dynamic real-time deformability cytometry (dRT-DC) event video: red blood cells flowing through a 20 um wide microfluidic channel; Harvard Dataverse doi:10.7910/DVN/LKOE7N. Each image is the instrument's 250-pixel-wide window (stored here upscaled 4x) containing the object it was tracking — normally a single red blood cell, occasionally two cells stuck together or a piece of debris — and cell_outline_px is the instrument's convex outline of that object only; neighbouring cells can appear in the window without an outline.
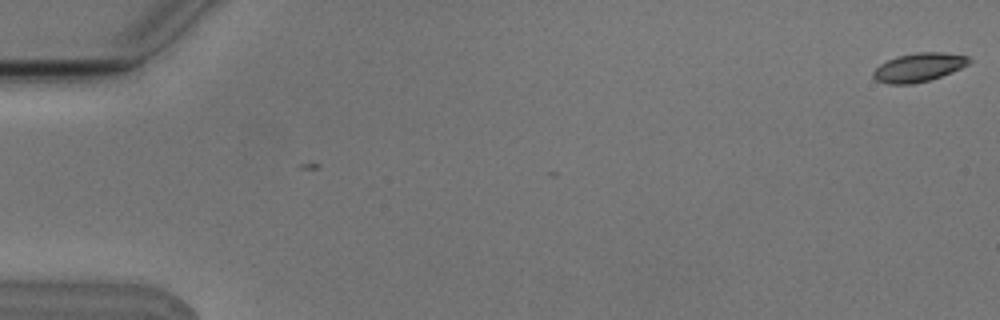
{"species": "Egyptian fruit bat (a non-hibernating species)", "species_latin": "Rousettus aegyptiacus", "temperature_condition": "cold", "stored_images_in_passage": 5, "camera_frame_rate_fps": 3000, "um_per_image_px": 0.085, "animal": {"sex": "male"}, "frame": {"image": 1, "passage_image": 1, "time_ms": 0.0, "image_size_px": [1000, 320], "cell_outline_px": [[972, 60], [968, 64], [952, 72], [928, 80], [912, 84], [888, 84], [876, 80], [872, 76], [872, 72], [880, 64], [896, 56], [916, 52], [944, 52], [968, 56]], "centroid_in_image_um": [78.08, 5.71], "position_along_channel_um": 6.9, "area_um2": 16.01}}
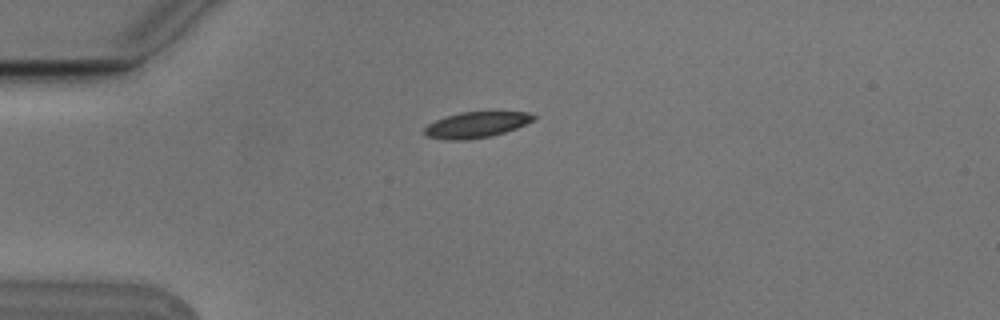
{"frame": {"image": 2, "passage_image": 5, "time_ms": 1.333, "image_size_px": [1000, 320], "cell_outline_px": [[536, 116], [532, 120], [516, 128], [504, 132], [488, 136], [468, 140], [448, 140], [428, 136], [424, 132], [424, 128], [428, 124], [436, 120], [460, 112], [528, 112]], "centroid_in_image_um": [40.46, 10.6], "position_along_channel_um": 44.5, "area_um2": 16.07}}